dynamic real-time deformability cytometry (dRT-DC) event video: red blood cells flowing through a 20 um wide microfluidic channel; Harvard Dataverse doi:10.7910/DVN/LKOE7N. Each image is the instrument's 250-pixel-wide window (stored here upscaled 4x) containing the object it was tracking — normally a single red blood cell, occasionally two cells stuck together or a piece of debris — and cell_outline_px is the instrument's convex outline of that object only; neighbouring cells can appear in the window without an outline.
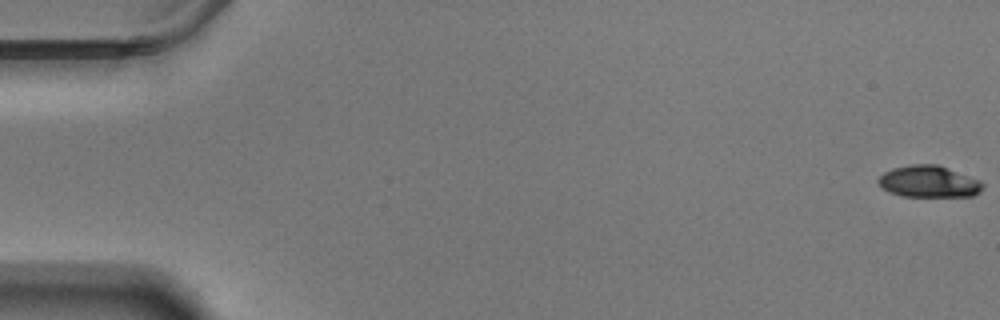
{"species": "Egyptian fruit bat (a non-hibernating species)", "species_latin": "Rousettus aegyptiacus", "temperature_condition": "warm", "stored_images_in_passage": 59, "camera_frame_rate_fps": 3000, "um_per_image_px": 0.085, "animal": {"sex": "male"}, "frame": {"image": 1, "passage_image": 1, "time_ms": 0.0, "image_size_px": [1000, 320], "cell_outline_px": [[984, 188], [980, 192], [972, 196], [900, 196], [888, 192], [876, 180], [884, 172], [892, 168], [908, 164], [936, 164], [948, 168], [980, 180], [984, 184]], "centroid_in_image_um": [78.95, 15.43], "position_along_channel_um": 6.1, "area_um2": 19.36}}
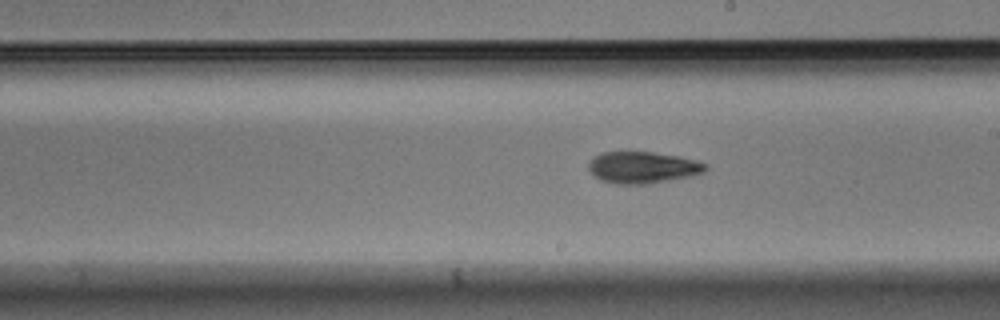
{"frame": {"image": 2, "passage_image": 34, "time_ms": 11.0, "image_size_px": [1000, 320], "cell_outline_px": [[708, 168], [704, 172], [692, 176], [648, 184], [616, 184], [600, 180], [588, 168], [588, 164], [592, 156], [600, 152], [652, 152], [680, 156], [696, 160], [708, 164]], "centroid_in_image_um": [54.64, 14.23], "position_along_channel_um": 234.4, "area_um2": 21.79}}
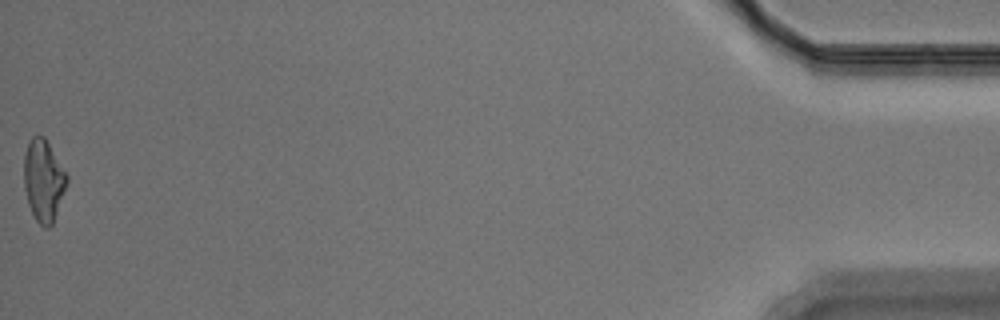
{"frame": {"image": 3, "passage_image": 59, "time_ms": 19.333, "image_size_px": [1000, 320], "cell_outline_px": [[68, 180], [52, 224], [48, 228], [44, 228], [36, 220], [28, 204], [24, 188], [24, 156], [28, 140], [32, 136], [44, 136], [68, 176]], "centroid_in_image_um": [3.68, 15.32], "position_along_channel_um": 431.5, "area_um2": 20.23}, "authors_computed_cell_mechanics": {"area_um2": 20.4612, "velocity_mm_per_s": 3.511, "shape_relaxation_time_tau1_ms": 4.122, "shape_relaxation_time_tau2_ms": 5.8589, "deformation_change_tau1": 0.1262, "deformation_change_tau2": 0.1348}}